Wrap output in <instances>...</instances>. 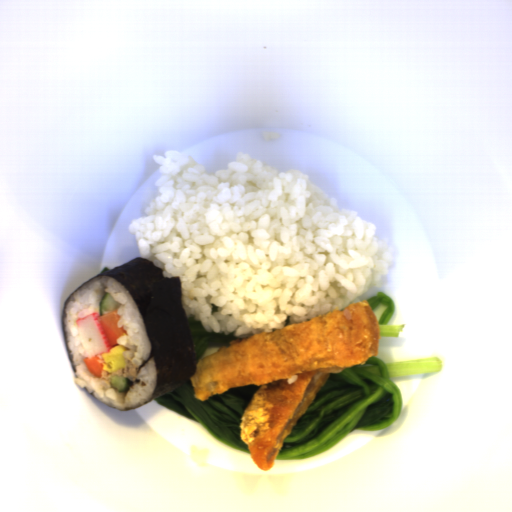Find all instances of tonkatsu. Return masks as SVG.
Returning a JSON list of instances; mask_svg holds the SVG:
<instances>
[{
  "label": "tonkatsu",
  "mask_w": 512,
  "mask_h": 512,
  "mask_svg": "<svg viewBox=\"0 0 512 512\" xmlns=\"http://www.w3.org/2000/svg\"><path fill=\"white\" fill-rule=\"evenodd\" d=\"M380 329L366 300L275 331L229 342L196 362L194 398L259 386L238 423L259 469L268 470L329 375L379 355Z\"/></svg>",
  "instance_id": "tonkatsu-1"
}]
</instances>
